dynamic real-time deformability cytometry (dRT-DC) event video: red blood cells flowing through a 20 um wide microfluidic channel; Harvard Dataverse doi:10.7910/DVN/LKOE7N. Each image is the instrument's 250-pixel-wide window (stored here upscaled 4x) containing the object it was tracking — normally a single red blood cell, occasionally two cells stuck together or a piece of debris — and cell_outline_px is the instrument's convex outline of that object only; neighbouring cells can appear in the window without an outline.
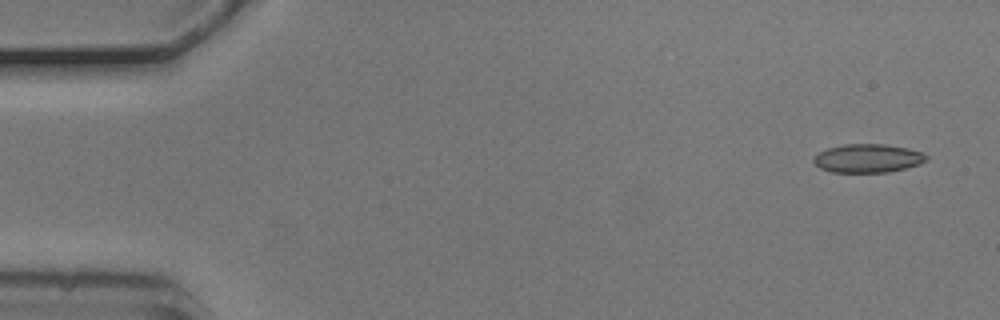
{"species": "common noctule bat (a hibernating species)", "species_latin": "Nyctalus noctula", "temperature_condition": "cold", "stored_images_in_passage": 4, "camera_frame_rate_fps": 3000, "um_per_image_px": 0.085, "animal": {"sex": "male", "body_mass_g": 20.5, "forearm_length_mm": 52.5}, "frame": {"image": 1, "passage_image": 1, "time_ms": 0.0, "image_size_px": [1000, 320], "cell_outline_px": [[928, 160], [920, 164], [908, 168], [888, 172], [832, 172], [820, 168], [812, 160], [812, 156], [828, 148], [844, 144], [884, 144], [908, 148], [920, 152], [928, 156]], "centroid_in_image_um": [73.77, 13.46], "position_along_channel_um": 11.2, "area_um2": 18.84}}
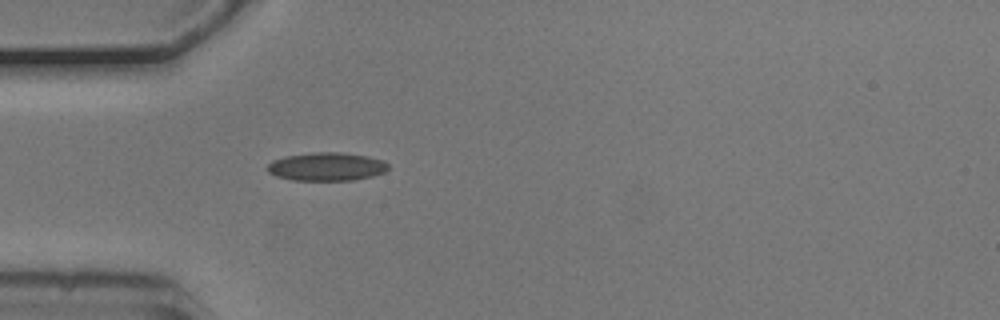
{"frame": {"image": 2, "passage_image": 4, "time_ms": 1.0, "image_size_px": [1000, 320], "cell_outline_px": [[388, 168], [384, 172], [372, 176], [352, 180], [292, 180], [276, 176], [268, 172], [268, 164], [272, 160], [284, 156], [312, 152], [344, 152], [368, 156], [384, 160], [388, 164]], "centroid_in_image_um": [27.76, 14.15], "position_along_channel_um": 57.2, "area_um2": 20.06}}